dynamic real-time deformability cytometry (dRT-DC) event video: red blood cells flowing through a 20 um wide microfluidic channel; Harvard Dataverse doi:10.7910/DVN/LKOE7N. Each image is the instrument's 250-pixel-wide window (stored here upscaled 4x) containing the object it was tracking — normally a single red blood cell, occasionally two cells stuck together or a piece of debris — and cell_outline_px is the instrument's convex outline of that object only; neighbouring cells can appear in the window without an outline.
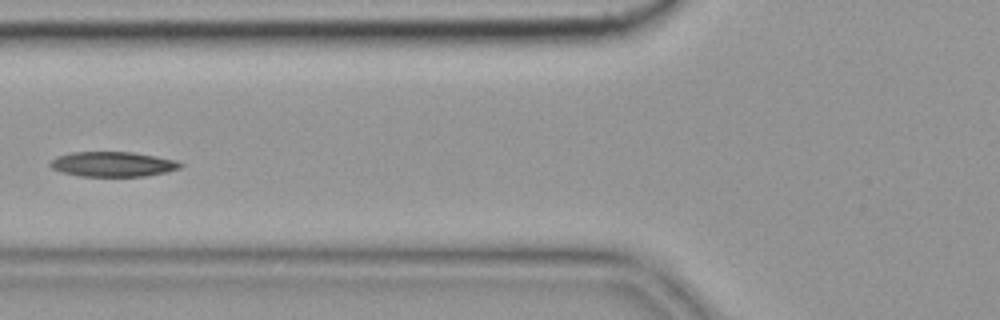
{"species": "common noctule bat (a hibernating species)", "species_latin": "Nyctalus noctula", "temperature_condition": "cold", "stored_images_in_passage": 10, "camera_frame_rate_fps": 3000, "um_per_image_px": 0.085, "animal": {"sex": "female", "body_mass_g": 19.9}, "frame": {"image": 1, "passage_image": 7, "time_ms": 2.0, "image_size_px": [1000, 320], "cell_outline_px": [[184, 164], [180, 168], [168, 172], [148, 176], [80, 176], [60, 172], [52, 168], [48, 164], [56, 156], [72, 152], [132, 152], [156, 156], [176, 160]], "centroid_in_image_um": [9.6, 13.96], "position_along_channel_um": 116.2, "area_um2": 19.07}}